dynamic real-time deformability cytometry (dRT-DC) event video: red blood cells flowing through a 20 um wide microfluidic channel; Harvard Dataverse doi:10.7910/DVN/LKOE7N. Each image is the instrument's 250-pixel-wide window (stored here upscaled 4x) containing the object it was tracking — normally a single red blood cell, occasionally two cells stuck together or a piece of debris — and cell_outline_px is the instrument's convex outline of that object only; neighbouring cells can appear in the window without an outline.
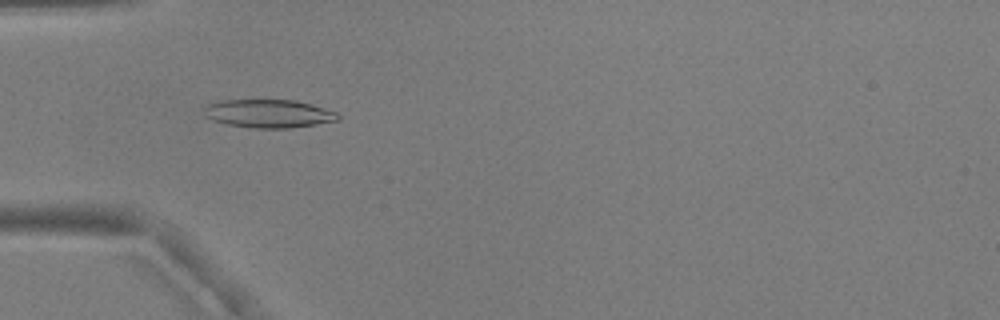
{"species": "common noctule bat (a hibernating species)", "species_latin": "Nyctalus noctula", "temperature_condition": "warm", "stored_images_in_passage": 36, "camera_frame_rate_fps": 3000, "um_per_image_px": 0.085, "animal": {"sex": "male", "body_mass_g": 17.9, "forearm_length_mm": 54.2}, "frame": {"image": 1, "passage_image": 4, "time_ms": 1.0, "image_size_px": [1000, 320], "cell_outline_px": [[340, 120], [288, 128], [252, 128], [228, 124], [212, 120], [208, 116], [204, 108], [208, 104], [220, 100], [296, 100], [312, 104], [336, 112], [340, 116]], "centroid_in_image_um": [22.86, 9.65], "position_along_channel_um": 62.1, "area_um2": 21.85}}
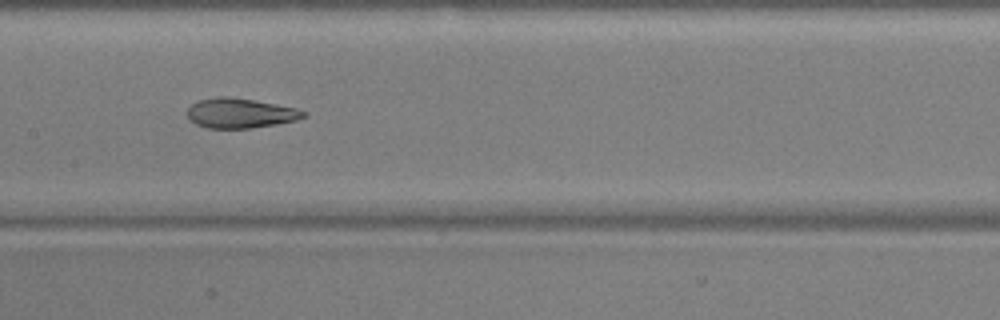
{"frame": {"image": 2, "passage_image": 14, "time_ms": 4.333, "image_size_px": [1000, 320], "cell_outline_px": [[308, 112], [304, 116], [296, 120], [276, 124], [252, 128], [208, 128], [196, 124], [188, 116], [188, 108], [196, 100], [216, 96], [228, 96], [252, 100], [296, 108]], "centroid_in_image_um": [20.4, 9.61], "position_along_channel_um": 187.0, "area_um2": 20.06}}
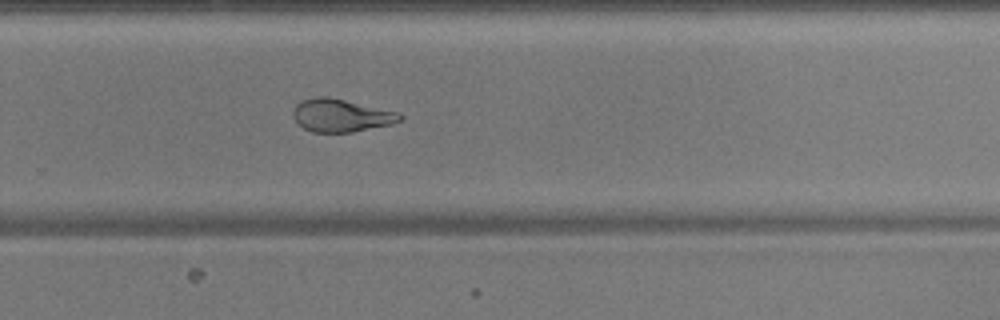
{"frame": {"image": 3, "passage_image": 23, "time_ms": 7.333, "image_size_px": [1000, 320], "cell_outline_px": [[404, 116], [400, 120], [392, 124], [352, 132], [312, 132], [296, 124], [292, 116], [292, 112], [296, 104], [304, 100], [316, 96], [328, 96], [400, 112]], "centroid_in_image_um": [28.97, 9.81], "position_along_channel_um": 300.8, "area_um2": 20.63}, "authors_computed_cell_mechanics": {"area_um2": 21.2126, "velocity_mm_per_s": 3.8059, "shape_relaxation_time_tau1_ms": 5.0527, "shape_relaxation_time_tau2_ms": 1.7427, "deformation_change_tau1": 0.1727, "deformation_change_tau2": 0.0686}}